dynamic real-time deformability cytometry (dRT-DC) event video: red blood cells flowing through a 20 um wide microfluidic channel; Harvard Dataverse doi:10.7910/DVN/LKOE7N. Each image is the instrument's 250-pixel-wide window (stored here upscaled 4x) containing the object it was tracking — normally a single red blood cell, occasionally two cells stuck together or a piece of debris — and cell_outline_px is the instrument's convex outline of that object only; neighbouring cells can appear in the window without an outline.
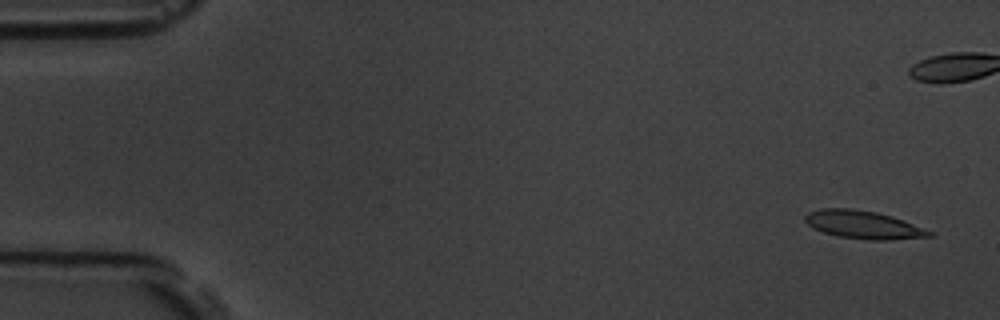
{"species": "common noctule bat (a hibernating species)", "species_latin": "Nyctalus noctula", "temperature_condition": "room temperature", "stored_images_in_passage": 5, "camera_frame_rate_fps": 3000, "um_per_image_px": 0.085, "animal": {"sex": "male", "body_mass_g": 19.5, "forearm_length_mm": 54.6}, "frame": {"image": 1, "passage_image": 1, "time_ms": 0.0, "image_size_px": [1000, 320], "cell_outline_px": [[932, 236], [888, 240], [868, 240], [836, 236], [812, 228], [804, 220], [804, 216], [808, 212], [820, 208], [848, 208], [876, 212], [892, 216], [924, 228], [932, 232]], "centroid_in_image_um": [73.34, 19.1], "position_along_channel_um": 11.7, "area_um2": 20.23}}